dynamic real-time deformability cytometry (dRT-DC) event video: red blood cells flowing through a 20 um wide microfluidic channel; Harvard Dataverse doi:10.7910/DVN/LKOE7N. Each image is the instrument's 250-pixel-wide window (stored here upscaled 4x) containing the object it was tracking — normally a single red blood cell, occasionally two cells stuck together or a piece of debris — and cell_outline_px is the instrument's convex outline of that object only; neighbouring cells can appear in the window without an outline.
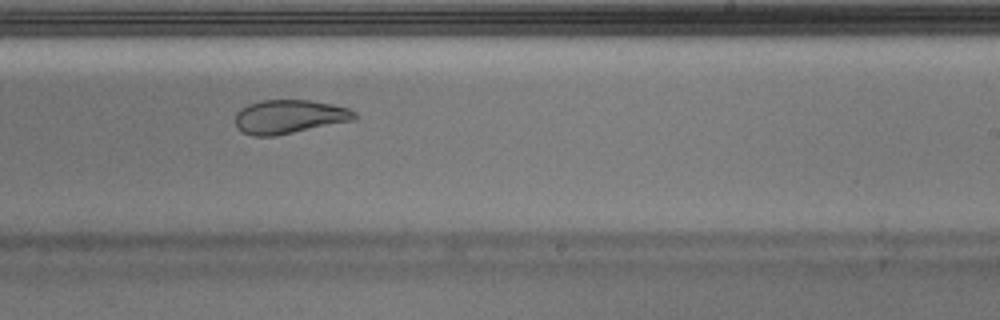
{"species": "Egyptian fruit bat (a non-hibernating species)", "species_latin": "Rousettus aegyptiacus", "temperature_condition": "warm", "stored_images_in_passage": 36, "camera_frame_rate_fps": 3000, "um_per_image_px": 0.085, "animal": {"sex": "male"}, "frame": {"image": 1, "passage_image": 21, "time_ms": 6.667, "image_size_px": [1000, 320], "cell_outline_px": [[356, 120], [272, 136], [252, 136], [240, 132], [236, 128], [236, 112], [240, 108], [248, 104], [260, 100], [308, 100], [332, 104], [348, 108], [356, 112]], "centroid_in_image_um": [24.56, 9.92], "position_along_channel_um": 264.4, "area_um2": 23.58}}